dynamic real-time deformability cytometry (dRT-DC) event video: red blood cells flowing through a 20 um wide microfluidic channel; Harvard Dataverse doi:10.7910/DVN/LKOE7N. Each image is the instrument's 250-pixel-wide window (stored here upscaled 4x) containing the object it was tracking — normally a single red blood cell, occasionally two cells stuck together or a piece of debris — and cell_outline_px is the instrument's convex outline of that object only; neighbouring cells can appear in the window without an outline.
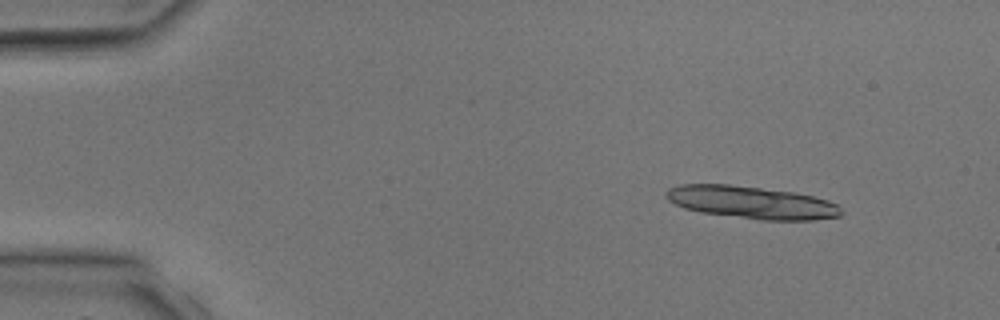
{"species": "common noctule bat (a hibernating species)", "species_latin": "Nyctalus noctula", "temperature_condition": "room temperature", "stored_images_in_passage": 3, "camera_frame_rate_fps": 3000, "um_per_image_px": 0.085, "animal": {"sex": "male", "body_mass_g": 17.9, "forearm_length_mm": 54.2}, "frame": {"image": 1, "passage_image": 1, "time_ms": 0.0, "image_size_px": [1000, 320], "cell_outline_px": [[844, 212], [840, 216], [812, 220], [760, 220], [700, 212], [684, 208], [668, 200], [664, 196], [664, 192], [668, 188], [680, 184], [728, 184], [792, 192], [812, 196], [828, 200], [836, 204]], "centroid_in_image_um": [63.85, 17.21], "position_along_channel_um": 21.1, "area_um2": 33.18}}